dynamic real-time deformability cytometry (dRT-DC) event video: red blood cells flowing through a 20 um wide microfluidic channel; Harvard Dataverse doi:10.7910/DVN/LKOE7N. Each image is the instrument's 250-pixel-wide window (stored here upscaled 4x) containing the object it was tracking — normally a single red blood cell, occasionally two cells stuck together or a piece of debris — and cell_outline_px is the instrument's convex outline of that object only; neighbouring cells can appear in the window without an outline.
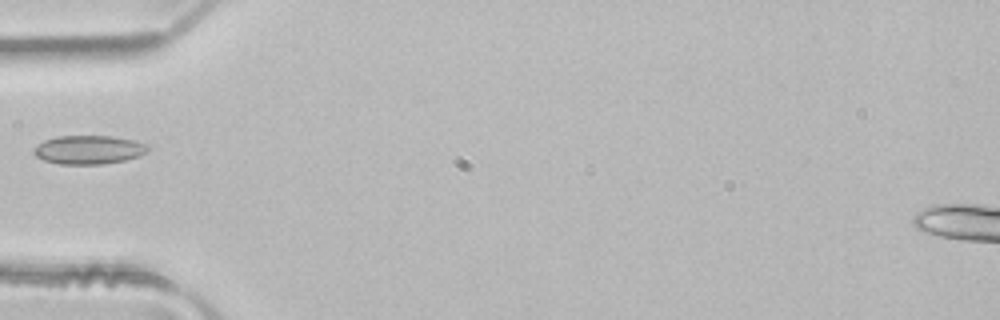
{"species": "common noctule bat (a hibernating species)", "species_latin": "Nyctalus noctula", "temperature_condition": "room temperature", "stored_images_in_passage": 6, "camera_frame_rate_fps": 3000, "um_per_image_px": 0.085, "animal": {"sex": "male", "body_mass_g": 21.5, "forearm_length_mm": 52.0}, "frame": {"image": 1, "passage_image": 5, "time_ms": 1.333, "image_size_px": [1000, 320], "cell_outline_px": [[148, 148], [140, 156], [124, 160], [100, 164], [60, 164], [44, 160], [36, 156], [32, 152], [44, 140], [56, 136], [112, 136], [132, 140], [148, 144]], "centroid_in_image_um": [7.53, 12.72], "position_along_channel_um": 77.5, "area_um2": 18.84}}
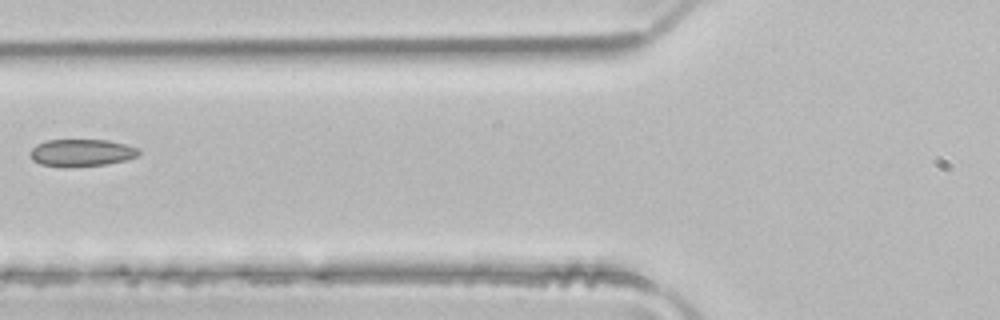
{"frame": {"image": 2, "passage_image": 6, "time_ms": 1.667, "image_size_px": [1000, 320], "cell_outline_px": [[140, 152], [136, 156], [124, 160], [108, 164], [40, 164], [32, 160], [28, 152], [36, 144], [48, 140], [108, 140], [140, 148]], "centroid_in_image_um": [6.94, 12.93], "position_along_channel_um": 118.9, "area_um2": 16.47}}